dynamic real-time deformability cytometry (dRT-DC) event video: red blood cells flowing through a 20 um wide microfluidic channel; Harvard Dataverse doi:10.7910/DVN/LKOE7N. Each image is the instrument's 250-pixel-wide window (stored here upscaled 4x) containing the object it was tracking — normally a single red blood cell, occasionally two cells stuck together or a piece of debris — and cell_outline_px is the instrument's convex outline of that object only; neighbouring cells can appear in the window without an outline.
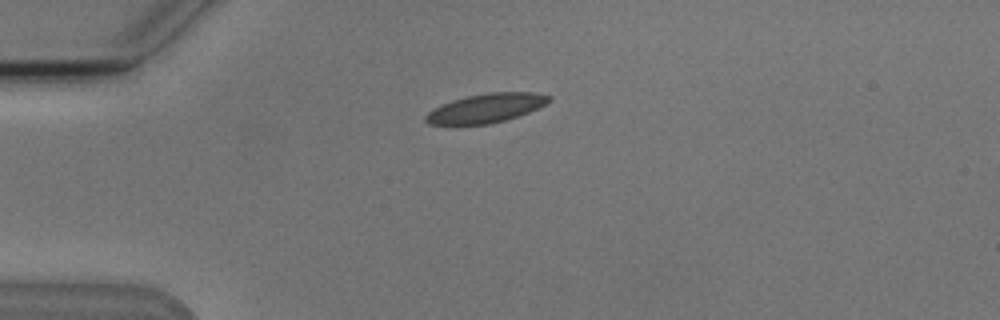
{"species": "Egyptian fruit bat (a non-hibernating species)", "species_latin": "Rousettus aegyptiacus", "temperature_condition": "cold", "stored_images_in_passage": 3, "camera_frame_rate_fps": 3000, "um_per_image_px": 0.085, "animal": {"sex": "male"}, "frame": {"image": 1, "passage_image": 1, "time_ms": 0.0, "image_size_px": [1000, 320], "cell_outline_px": [[552, 100], [528, 112], [504, 120], [488, 124], [428, 124], [424, 120], [424, 116], [432, 108], [452, 100], [468, 96], [488, 92], [536, 92], [552, 96]], "centroid_in_image_um": [41.29, 9.18], "position_along_channel_um": 43.7, "area_um2": 20.69}}